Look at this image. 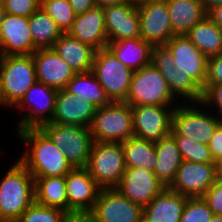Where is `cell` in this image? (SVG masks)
I'll list each match as a JSON object with an SVG mask.
<instances>
[{"instance_id": "2e32d148", "label": "cell", "mask_w": 222, "mask_h": 222, "mask_svg": "<svg viewBox=\"0 0 222 222\" xmlns=\"http://www.w3.org/2000/svg\"><path fill=\"white\" fill-rule=\"evenodd\" d=\"M140 38L152 46L166 45L175 36L166 0L138 6Z\"/></svg>"}, {"instance_id": "b9f144b4", "label": "cell", "mask_w": 222, "mask_h": 222, "mask_svg": "<svg viewBox=\"0 0 222 222\" xmlns=\"http://www.w3.org/2000/svg\"><path fill=\"white\" fill-rule=\"evenodd\" d=\"M214 162L222 158V123L217 127L208 143Z\"/></svg>"}, {"instance_id": "8992f818", "label": "cell", "mask_w": 222, "mask_h": 222, "mask_svg": "<svg viewBox=\"0 0 222 222\" xmlns=\"http://www.w3.org/2000/svg\"><path fill=\"white\" fill-rule=\"evenodd\" d=\"M191 104L195 106L190 105V103L189 105L179 103L178 106H174L170 134L195 139L196 142L208 145L213 133L222 121L216 114H212L209 111L207 113L203 105L202 107L205 111L198 107L201 106L200 102Z\"/></svg>"}, {"instance_id": "f35d334b", "label": "cell", "mask_w": 222, "mask_h": 222, "mask_svg": "<svg viewBox=\"0 0 222 222\" xmlns=\"http://www.w3.org/2000/svg\"><path fill=\"white\" fill-rule=\"evenodd\" d=\"M3 6L6 14L29 18L40 7V4L36 0H6Z\"/></svg>"}, {"instance_id": "e0dca14e", "label": "cell", "mask_w": 222, "mask_h": 222, "mask_svg": "<svg viewBox=\"0 0 222 222\" xmlns=\"http://www.w3.org/2000/svg\"><path fill=\"white\" fill-rule=\"evenodd\" d=\"M164 188L154 172L145 168H126L116 189L130 201L148 205Z\"/></svg>"}, {"instance_id": "9a60e30c", "label": "cell", "mask_w": 222, "mask_h": 222, "mask_svg": "<svg viewBox=\"0 0 222 222\" xmlns=\"http://www.w3.org/2000/svg\"><path fill=\"white\" fill-rule=\"evenodd\" d=\"M175 61L176 72L188 75L201 89L205 87L208 58L186 35H175L165 45Z\"/></svg>"}, {"instance_id": "4dcf8cb0", "label": "cell", "mask_w": 222, "mask_h": 222, "mask_svg": "<svg viewBox=\"0 0 222 222\" xmlns=\"http://www.w3.org/2000/svg\"><path fill=\"white\" fill-rule=\"evenodd\" d=\"M64 90L72 95L88 100L96 109L104 107L111 102L92 71L76 73L66 84Z\"/></svg>"}, {"instance_id": "f907efd6", "label": "cell", "mask_w": 222, "mask_h": 222, "mask_svg": "<svg viewBox=\"0 0 222 222\" xmlns=\"http://www.w3.org/2000/svg\"><path fill=\"white\" fill-rule=\"evenodd\" d=\"M5 15H6V12L4 10V6L0 5V29H1Z\"/></svg>"}, {"instance_id": "7bdbcfd3", "label": "cell", "mask_w": 222, "mask_h": 222, "mask_svg": "<svg viewBox=\"0 0 222 222\" xmlns=\"http://www.w3.org/2000/svg\"><path fill=\"white\" fill-rule=\"evenodd\" d=\"M62 222H96L92 211H66Z\"/></svg>"}, {"instance_id": "ac0fdd59", "label": "cell", "mask_w": 222, "mask_h": 222, "mask_svg": "<svg viewBox=\"0 0 222 222\" xmlns=\"http://www.w3.org/2000/svg\"><path fill=\"white\" fill-rule=\"evenodd\" d=\"M34 43L28 18L6 14L0 29V55H32Z\"/></svg>"}, {"instance_id": "e575fe53", "label": "cell", "mask_w": 222, "mask_h": 222, "mask_svg": "<svg viewBox=\"0 0 222 222\" xmlns=\"http://www.w3.org/2000/svg\"><path fill=\"white\" fill-rule=\"evenodd\" d=\"M40 6L56 22L63 33H67L71 29L76 14L68 0H46Z\"/></svg>"}, {"instance_id": "f1b7e54d", "label": "cell", "mask_w": 222, "mask_h": 222, "mask_svg": "<svg viewBox=\"0 0 222 222\" xmlns=\"http://www.w3.org/2000/svg\"><path fill=\"white\" fill-rule=\"evenodd\" d=\"M35 185V202L68 211L65 176L33 177Z\"/></svg>"}, {"instance_id": "8fae6325", "label": "cell", "mask_w": 222, "mask_h": 222, "mask_svg": "<svg viewBox=\"0 0 222 222\" xmlns=\"http://www.w3.org/2000/svg\"><path fill=\"white\" fill-rule=\"evenodd\" d=\"M151 63L165 78L170 92L176 99H188L190 103H198L202 98V89L188 76L176 72L175 61L171 51L165 46H153Z\"/></svg>"}, {"instance_id": "30bf717a", "label": "cell", "mask_w": 222, "mask_h": 222, "mask_svg": "<svg viewBox=\"0 0 222 222\" xmlns=\"http://www.w3.org/2000/svg\"><path fill=\"white\" fill-rule=\"evenodd\" d=\"M57 93L56 89L43 83H34L14 107L17 111H26L22 114L16 130L39 128L41 125L51 122L55 112Z\"/></svg>"}, {"instance_id": "f5cc1de1", "label": "cell", "mask_w": 222, "mask_h": 222, "mask_svg": "<svg viewBox=\"0 0 222 222\" xmlns=\"http://www.w3.org/2000/svg\"><path fill=\"white\" fill-rule=\"evenodd\" d=\"M40 5L43 4L46 0H36Z\"/></svg>"}, {"instance_id": "4fadbf2b", "label": "cell", "mask_w": 222, "mask_h": 222, "mask_svg": "<svg viewBox=\"0 0 222 222\" xmlns=\"http://www.w3.org/2000/svg\"><path fill=\"white\" fill-rule=\"evenodd\" d=\"M96 222H142L143 207L116 188L101 189L92 209Z\"/></svg>"}, {"instance_id": "7c38bea8", "label": "cell", "mask_w": 222, "mask_h": 222, "mask_svg": "<svg viewBox=\"0 0 222 222\" xmlns=\"http://www.w3.org/2000/svg\"><path fill=\"white\" fill-rule=\"evenodd\" d=\"M131 109L135 137L155 143L170 134L173 106L138 105Z\"/></svg>"}, {"instance_id": "c3c4849f", "label": "cell", "mask_w": 222, "mask_h": 222, "mask_svg": "<svg viewBox=\"0 0 222 222\" xmlns=\"http://www.w3.org/2000/svg\"><path fill=\"white\" fill-rule=\"evenodd\" d=\"M216 179L222 181V158L216 162Z\"/></svg>"}, {"instance_id": "ba28073f", "label": "cell", "mask_w": 222, "mask_h": 222, "mask_svg": "<svg viewBox=\"0 0 222 222\" xmlns=\"http://www.w3.org/2000/svg\"><path fill=\"white\" fill-rule=\"evenodd\" d=\"M86 169L101 189L116 188L126 170L122 143L94 141Z\"/></svg>"}, {"instance_id": "ab89813d", "label": "cell", "mask_w": 222, "mask_h": 222, "mask_svg": "<svg viewBox=\"0 0 222 222\" xmlns=\"http://www.w3.org/2000/svg\"><path fill=\"white\" fill-rule=\"evenodd\" d=\"M202 198L214 215H222V181L216 180Z\"/></svg>"}, {"instance_id": "d6986e66", "label": "cell", "mask_w": 222, "mask_h": 222, "mask_svg": "<svg viewBox=\"0 0 222 222\" xmlns=\"http://www.w3.org/2000/svg\"><path fill=\"white\" fill-rule=\"evenodd\" d=\"M108 41L140 37L138 7L130 1L103 7Z\"/></svg>"}, {"instance_id": "db71d44e", "label": "cell", "mask_w": 222, "mask_h": 222, "mask_svg": "<svg viewBox=\"0 0 222 222\" xmlns=\"http://www.w3.org/2000/svg\"><path fill=\"white\" fill-rule=\"evenodd\" d=\"M6 0H0V5H4Z\"/></svg>"}, {"instance_id": "277c9868", "label": "cell", "mask_w": 222, "mask_h": 222, "mask_svg": "<svg viewBox=\"0 0 222 222\" xmlns=\"http://www.w3.org/2000/svg\"><path fill=\"white\" fill-rule=\"evenodd\" d=\"M90 132L95 142L122 143L134 136L131 106L126 102H110L96 109Z\"/></svg>"}, {"instance_id": "681fc988", "label": "cell", "mask_w": 222, "mask_h": 222, "mask_svg": "<svg viewBox=\"0 0 222 222\" xmlns=\"http://www.w3.org/2000/svg\"><path fill=\"white\" fill-rule=\"evenodd\" d=\"M133 5H135L136 7L145 4V3H149V2H159V1H164V0H129Z\"/></svg>"}, {"instance_id": "5b68a950", "label": "cell", "mask_w": 222, "mask_h": 222, "mask_svg": "<svg viewBox=\"0 0 222 222\" xmlns=\"http://www.w3.org/2000/svg\"><path fill=\"white\" fill-rule=\"evenodd\" d=\"M73 168H86L94 143L90 127L46 123L39 127Z\"/></svg>"}, {"instance_id": "44dd1931", "label": "cell", "mask_w": 222, "mask_h": 222, "mask_svg": "<svg viewBox=\"0 0 222 222\" xmlns=\"http://www.w3.org/2000/svg\"><path fill=\"white\" fill-rule=\"evenodd\" d=\"M68 211H92L101 188L86 168H73L66 176Z\"/></svg>"}, {"instance_id": "cb8c5ba5", "label": "cell", "mask_w": 222, "mask_h": 222, "mask_svg": "<svg viewBox=\"0 0 222 222\" xmlns=\"http://www.w3.org/2000/svg\"><path fill=\"white\" fill-rule=\"evenodd\" d=\"M188 197L164 188L148 205L143 207L145 222H179Z\"/></svg>"}, {"instance_id": "d4e9b609", "label": "cell", "mask_w": 222, "mask_h": 222, "mask_svg": "<svg viewBox=\"0 0 222 222\" xmlns=\"http://www.w3.org/2000/svg\"><path fill=\"white\" fill-rule=\"evenodd\" d=\"M55 52L75 71L86 73L92 71L96 50L90 45L63 33L55 42Z\"/></svg>"}, {"instance_id": "7dc6e473", "label": "cell", "mask_w": 222, "mask_h": 222, "mask_svg": "<svg viewBox=\"0 0 222 222\" xmlns=\"http://www.w3.org/2000/svg\"><path fill=\"white\" fill-rule=\"evenodd\" d=\"M199 1L202 3L206 12L215 6L222 4V0H199Z\"/></svg>"}, {"instance_id": "d590c367", "label": "cell", "mask_w": 222, "mask_h": 222, "mask_svg": "<svg viewBox=\"0 0 222 222\" xmlns=\"http://www.w3.org/2000/svg\"><path fill=\"white\" fill-rule=\"evenodd\" d=\"M64 211L34 202L16 222H62Z\"/></svg>"}, {"instance_id": "3957f363", "label": "cell", "mask_w": 222, "mask_h": 222, "mask_svg": "<svg viewBox=\"0 0 222 222\" xmlns=\"http://www.w3.org/2000/svg\"><path fill=\"white\" fill-rule=\"evenodd\" d=\"M36 82L33 55H0L1 105L14 108Z\"/></svg>"}, {"instance_id": "5bb4252c", "label": "cell", "mask_w": 222, "mask_h": 222, "mask_svg": "<svg viewBox=\"0 0 222 222\" xmlns=\"http://www.w3.org/2000/svg\"><path fill=\"white\" fill-rule=\"evenodd\" d=\"M216 163L183 160L168 187L188 198L202 197L216 181Z\"/></svg>"}, {"instance_id": "ee69618b", "label": "cell", "mask_w": 222, "mask_h": 222, "mask_svg": "<svg viewBox=\"0 0 222 222\" xmlns=\"http://www.w3.org/2000/svg\"><path fill=\"white\" fill-rule=\"evenodd\" d=\"M68 2L76 15L85 13L96 6L94 0H68Z\"/></svg>"}, {"instance_id": "60d3db41", "label": "cell", "mask_w": 222, "mask_h": 222, "mask_svg": "<svg viewBox=\"0 0 222 222\" xmlns=\"http://www.w3.org/2000/svg\"><path fill=\"white\" fill-rule=\"evenodd\" d=\"M222 84V53L208 58L205 85Z\"/></svg>"}, {"instance_id": "f546056e", "label": "cell", "mask_w": 222, "mask_h": 222, "mask_svg": "<svg viewBox=\"0 0 222 222\" xmlns=\"http://www.w3.org/2000/svg\"><path fill=\"white\" fill-rule=\"evenodd\" d=\"M185 35L207 58L222 53V29L207 16Z\"/></svg>"}, {"instance_id": "8d00e7d4", "label": "cell", "mask_w": 222, "mask_h": 222, "mask_svg": "<svg viewBox=\"0 0 222 222\" xmlns=\"http://www.w3.org/2000/svg\"><path fill=\"white\" fill-rule=\"evenodd\" d=\"M213 215L202 197L187 198L179 222H209Z\"/></svg>"}, {"instance_id": "6da1fadb", "label": "cell", "mask_w": 222, "mask_h": 222, "mask_svg": "<svg viewBox=\"0 0 222 222\" xmlns=\"http://www.w3.org/2000/svg\"><path fill=\"white\" fill-rule=\"evenodd\" d=\"M16 132L18 140L29 147L18 160L33 177L66 176L73 169L63 150L58 149L40 128Z\"/></svg>"}, {"instance_id": "9c48e42d", "label": "cell", "mask_w": 222, "mask_h": 222, "mask_svg": "<svg viewBox=\"0 0 222 222\" xmlns=\"http://www.w3.org/2000/svg\"><path fill=\"white\" fill-rule=\"evenodd\" d=\"M92 72L111 102H125L131 88L133 71L107 48L95 52Z\"/></svg>"}, {"instance_id": "83f0119b", "label": "cell", "mask_w": 222, "mask_h": 222, "mask_svg": "<svg viewBox=\"0 0 222 222\" xmlns=\"http://www.w3.org/2000/svg\"><path fill=\"white\" fill-rule=\"evenodd\" d=\"M155 150L157 159L154 174L168 188L172 184L176 172L183 161L182 157L171 134L155 142Z\"/></svg>"}, {"instance_id": "1f68e13d", "label": "cell", "mask_w": 222, "mask_h": 222, "mask_svg": "<svg viewBox=\"0 0 222 222\" xmlns=\"http://www.w3.org/2000/svg\"><path fill=\"white\" fill-rule=\"evenodd\" d=\"M28 23L34 52L38 49L53 48L56 40L63 34L56 22L41 6L28 18Z\"/></svg>"}, {"instance_id": "816d5d0a", "label": "cell", "mask_w": 222, "mask_h": 222, "mask_svg": "<svg viewBox=\"0 0 222 222\" xmlns=\"http://www.w3.org/2000/svg\"><path fill=\"white\" fill-rule=\"evenodd\" d=\"M209 222H222V215H213Z\"/></svg>"}, {"instance_id": "f6af8a7d", "label": "cell", "mask_w": 222, "mask_h": 222, "mask_svg": "<svg viewBox=\"0 0 222 222\" xmlns=\"http://www.w3.org/2000/svg\"><path fill=\"white\" fill-rule=\"evenodd\" d=\"M206 16L222 29V4L209 9Z\"/></svg>"}, {"instance_id": "d6a6232c", "label": "cell", "mask_w": 222, "mask_h": 222, "mask_svg": "<svg viewBox=\"0 0 222 222\" xmlns=\"http://www.w3.org/2000/svg\"><path fill=\"white\" fill-rule=\"evenodd\" d=\"M126 168H145L154 172L156 166L155 143L135 136L122 142Z\"/></svg>"}, {"instance_id": "4316f807", "label": "cell", "mask_w": 222, "mask_h": 222, "mask_svg": "<svg viewBox=\"0 0 222 222\" xmlns=\"http://www.w3.org/2000/svg\"><path fill=\"white\" fill-rule=\"evenodd\" d=\"M175 35H185L207 12L199 0H166Z\"/></svg>"}, {"instance_id": "bcb514c9", "label": "cell", "mask_w": 222, "mask_h": 222, "mask_svg": "<svg viewBox=\"0 0 222 222\" xmlns=\"http://www.w3.org/2000/svg\"><path fill=\"white\" fill-rule=\"evenodd\" d=\"M129 0H94L95 5L99 7H105L109 5H118L125 2H128Z\"/></svg>"}, {"instance_id": "ffe728a7", "label": "cell", "mask_w": 222, "mask_h": 222, "mask_svg": "<svg viewBox=\"0 0 222 222\" xmlns=\"http://www.w3.org/2000/svg\"><path fill=\"white\" fill-rule=\"evenodd\" d=\"M36 80L53 89H64L76 74L53 48L38 49L33 54Z\"/></svg>"}, {"instance_id": "74e56055", "label": "cell", "mask_w": 222, "mask_h": 222, "mask_svg": "<svg viewBox=\"0 0 222 222\" xmlns=\"http://www.w3.org/2000/svg\"><path fill=\"white\" fill-rule=\"evenodd\" d=\"M204 107H216V116L222 121V84L205 85L200 101Z\"/></svg>"}, {"instance_id": "52a82bcc", "label": "cell", "mask_w": 222, "mask_h": 222, "mask_svg": "<svg viewBox=\"0 0 222 222\" xmlns=\"http://www.w3.org/2000/svg\"><path fill=\"white\" fill-rule=\"evenodd\" d=\"M175 98L165 78L151 63L133 72L130 92L125 102L131 107L138 105L178 106Z\"/></svg>"}, {"instance_id": "7a4b0ae2", "label": "cell", "mask_w": 222, "mask_h": 222, "mask_svg": "<svg viewBox=\"0 0 222 222\" xmlns=\"http://www.w3.org/2000/svg\"><path fill=\"white\" fill-rule=\"evenodd\" d=\"M34 202V178L17 160L0 181V222H16Z\"/></svg>"}, {"instance_id": "484cf974", "label": "cell", "mask_w": 222, "mask_h": 222, "mask_svg": "<svg viewBox=\"0 0 222 222\" xmlns=\"http://www.w3.org/2000/svg\"><path fill=\"white\" fill-rule=\"evenodd\" d=\"M152 45L140 37L108 41L107 49L133 72L151 64Z\"/></svg>"}, {"instance_id": "603a6c76", "label": "cell", "mask_w": 222, "mask_h": 222, "mask_svg": "<svg viewBox=\"0 0 222 222\" xmlns=\"http://www.w3.org/2000/svg\"><path fill=\"white\" fill-rule=\"evenodd\" d=\"M67 33L82 43L90 45L96 51L105 49L108 40L103 7L95 6L85 13L76 15Z\"/></svg>"}, {"instance_id": "7402d4cb", "label": "cell", "mask_w": 222, "mask_h": 222, "mask_svg": "<svg viewBox=\"0 0 222 222\" xmlns=\"http://www.w3.org/2000/svg\"><path fill=\"white\" fill-rule=\"evenodd\" d=\"M95 112L96 108L91 102L61 89L56 96L51 123L90 127Z\"/></svg>"}, {"instance_id": "836d02e7", "label": "cell", "mask_w": 222, "mask_h": 222, "mask_svg": "<svg viewBox=\"0 0 222 222\" xmlns=\"http://www.w3.org/2000/svg\"><path fill=\"white\" fill-rule=\"evenodd\" d=\"M182 160L196 163H215L208 145L184 136H173Z\"/></svg>"}]
</instances>
